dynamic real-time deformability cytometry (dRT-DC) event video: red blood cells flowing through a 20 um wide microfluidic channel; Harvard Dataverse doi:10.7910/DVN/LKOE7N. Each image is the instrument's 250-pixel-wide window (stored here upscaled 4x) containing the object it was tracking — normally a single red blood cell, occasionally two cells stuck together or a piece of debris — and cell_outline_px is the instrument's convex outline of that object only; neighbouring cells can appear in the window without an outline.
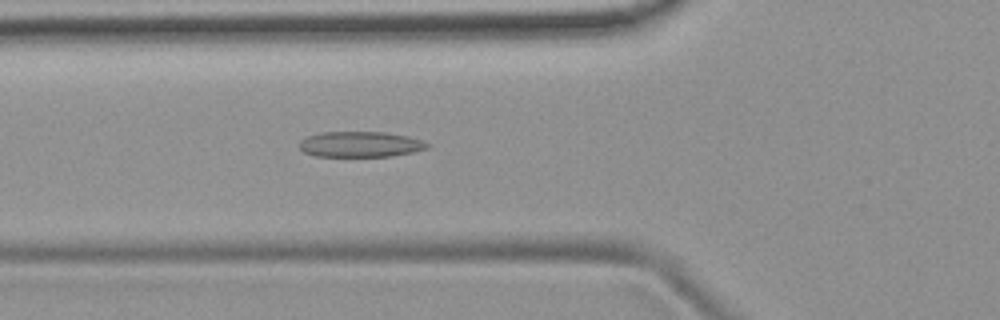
{"species": "common noctule bat (a hibernating species)", "species_latin": "Nyctalus noctula", "temperature_condition": "room temperature", "stored_images_in_passage": 43, "camera_frame_rate_fps": 3000, "um_per_image_px": 0.085, "animal": {"sex": "female", "body_mass_g": 19.9}, "frame": {"image": 1, "passage_image": 10, "time_ms": 3.0, "image_size_px": [1000, 320], "cell_outline_px": [[432, 144], [428, 148], [412, 152], [392, 156], [316, 156], [304, 152], [300, 148], [300, 140], [308, 136], [324, 132], [384, 132], [408, 136]], "centroid_in_image_um": [30.65, 12.26], "position_along_channel_um": 95.1, "area_um2": 18.96}}
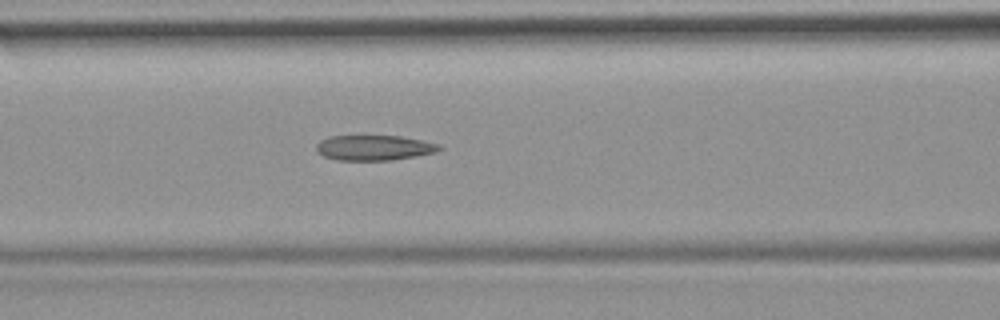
{"frame": {"image": 2, "passage_image": 13, "time_ms": 4.0, "image_size_px": [1000, 320], "cell_outline_px": [[440, 148], [436, 152], [416, 156], [392, 160], [336, 160], [324, 156], [316, 152], [316, 144], [320, 140], [328, 136], [400, 136], [440, 144]], "centroid_in_image_um": [31.75, 12.56], "position_along_channel_um": 134.9, "area_um2": 18.03}}
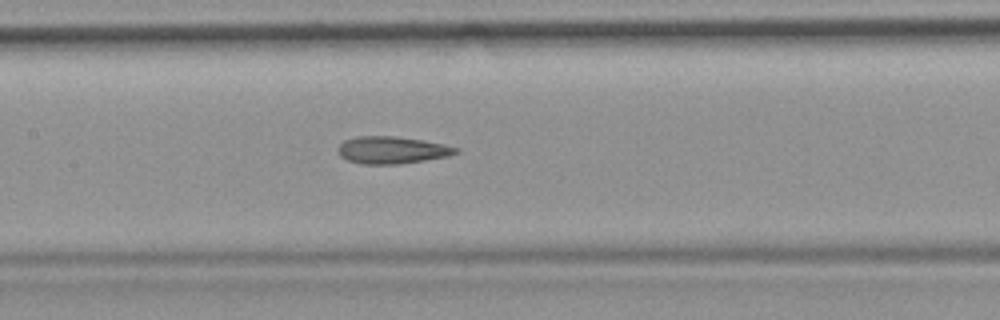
{"frame": {"image": 3, "passage_image": 16, "time_ms": 5.0, "image_size_px": [1000, 320], "cell_outline_px": [[460, 152], [448, 156], [400, 164], [364, 164], [348, 160], [340, 156], [336, 148], [344, 140], [356, 136], [396, 136], [424, 140], [444, 144], [460, 148]], "centroid_in_image_um": [33.32, 12.74], "position_along_channel_um": 174.1, "area_um2": 18.84}, "authors_computed_cell_mechanics": {"area_um2": 18.7272, "velocity_mm_per_s": 3.9269, "shape_relaxation_time_tau1_ms": null, "shape_relaxation_time_tau2_ms": 3.97, "deformation_change_tau1": null, "deformation_change_tau2": 0.1506}}